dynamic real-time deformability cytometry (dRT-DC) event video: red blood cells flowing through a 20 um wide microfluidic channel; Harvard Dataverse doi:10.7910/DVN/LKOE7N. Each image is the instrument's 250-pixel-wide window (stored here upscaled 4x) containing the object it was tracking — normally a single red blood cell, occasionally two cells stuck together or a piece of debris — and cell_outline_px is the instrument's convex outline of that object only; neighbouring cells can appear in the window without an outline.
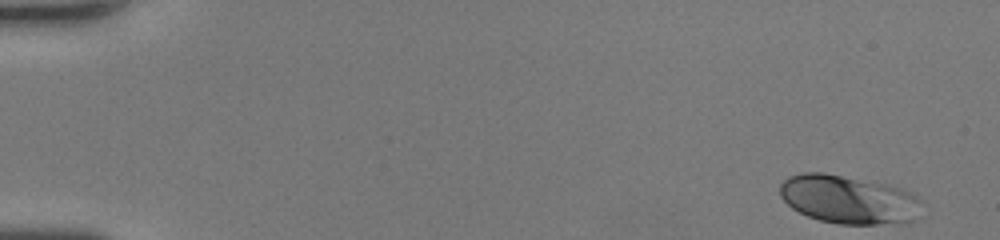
{"species": "human", "species_latin": "Homo sapiens", "temperature_condition": "room temperature", "stored_images_in_passage": 48, "camera_frame_rate_fps": 3000, "um_per_image_px": 0.085, "donor": {"sex": "female"}, "frame": {"image": 1, "passage_image": 1, "time_ms": 0.0, "image_size_px": [1000, 240], "cell_outline_px": [[916, 200], [912, 220], [876, 224], [840, 224], [820, 220], [808, 216], [792, 208], [780, 196], [780, 184], [788, 176], [804, 172], [824, 172], [884, 184], [900, 188], [916, 196]], "centroid_in_image_um": [71.96, 16.93], "position_along_channel_um": 13.0, "area_um2": 38.84}}
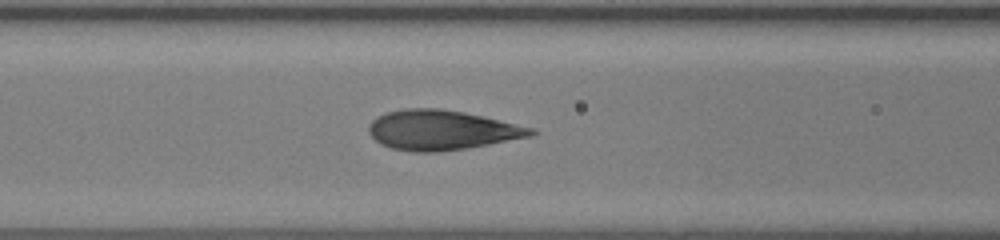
{"frame": {"image": 2, "passage_image": 20, "time_ms": 6.333, "image_size_px": [1000, 240], "cell_outline_px": [[540, 132], [532, 136], [488, 144], [464, 148], [436, 152], [412, 152], [392, 148], [380, 144], [368, 132], [368, 124], [376, 116], [388, 112], [408, 108], [436, 108], [464, 112], [536, 128]], "centroid_in_image_um": [37.55, 11.05], "position_along_channel_um": 129.1, "area_um2": 37.57}}
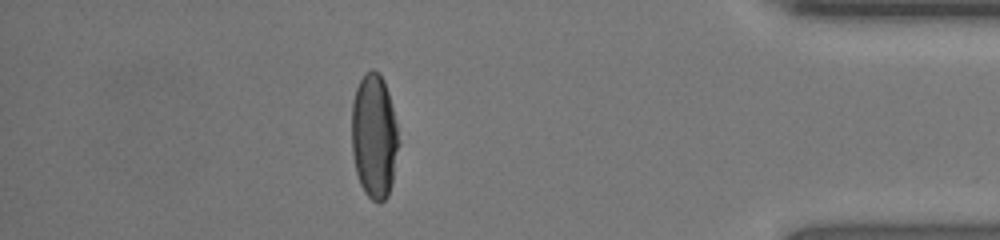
{"frame": {"image": 3, "passage_image": 42, "time_ms": 13.667, "image_size_px": [1000, 240], "cell_outline_px": [[400, 144], [392, 180], [388, 196], [380, 204], [372, 200], [364, 192], [360, 184], [356, 172], [352, 152], [352, 104], [356, 88], [364, 72], [372, 68], [380, 72], [384, 80], [388, 92], [396, 124]], "centroid_in_image_um": [31.8, 11.57], "position_along_channel_um": 403.4, "area_um2": 34.33}, "authors_computed_cell_mechanics": {"area_um2": 37.1365, "velocity_mm_per_s": 4.2217, "shape_relaxation_time_tau1_ms": 4.2284, "shape_relaxation_time_tau2_ms": null, "deformation_change_tau1": 0.1871, "deformation_change_tau2": null}}